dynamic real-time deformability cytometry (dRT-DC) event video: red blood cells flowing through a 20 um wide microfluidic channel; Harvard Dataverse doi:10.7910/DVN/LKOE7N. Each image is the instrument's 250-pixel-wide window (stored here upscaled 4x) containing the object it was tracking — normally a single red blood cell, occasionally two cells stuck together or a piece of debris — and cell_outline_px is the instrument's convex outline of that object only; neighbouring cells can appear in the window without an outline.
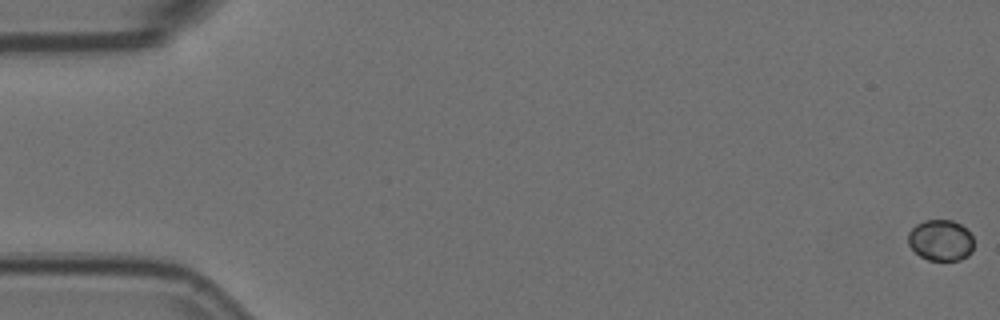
{"species": "Egyptian fruit bat (a non-hibernating species)", "species_latin": "Rousettus aegyptiacus", "temperature_condition": "room temperature", "stored_images_in_passage": 6, "camera_frame_rate_fps": 3000, "um_per_image_px": 0.085, "animal": {"sex": "female"}, "frame": {"image": 1, "passage_image": 1, "time_ms": 0.0, "image_size_px": [1000, 320], "cell_outline_px": [[972, 252], [968, 256], [960, 260], [928, 260], [920, 256], [908, 244], [908, 232], [916, 224], [924, 220], [952, 220], [960, 224], [972, 236]], "centroid_in_image_um": [79.94, 20.42], "position_along_channel_um": 5.1, "area_um2": 15.66}}
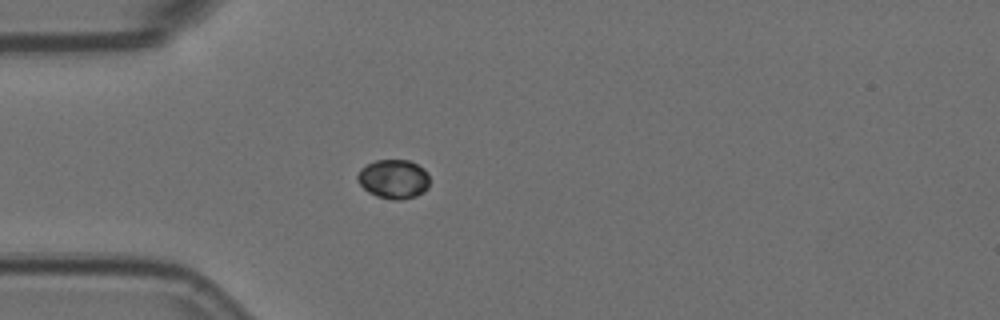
{"frame": {"image": 2, "passage_image": 5, "time_ms": 1.333, "image_size_px": [1000, 320], "cell_outline_px": [[428, 188], [424, 192], [416, 196], [400, 200], [392, 200], [376, 196], [368, 192], [356, 180], [356, 176], [360, 168], [376, 160], [408, 160], [424, 168], [428, 172]], "centroid_in_image_um": [33.45, 15.22], "position_along_channel_um": 51.6, "area_um2": 16.59}}